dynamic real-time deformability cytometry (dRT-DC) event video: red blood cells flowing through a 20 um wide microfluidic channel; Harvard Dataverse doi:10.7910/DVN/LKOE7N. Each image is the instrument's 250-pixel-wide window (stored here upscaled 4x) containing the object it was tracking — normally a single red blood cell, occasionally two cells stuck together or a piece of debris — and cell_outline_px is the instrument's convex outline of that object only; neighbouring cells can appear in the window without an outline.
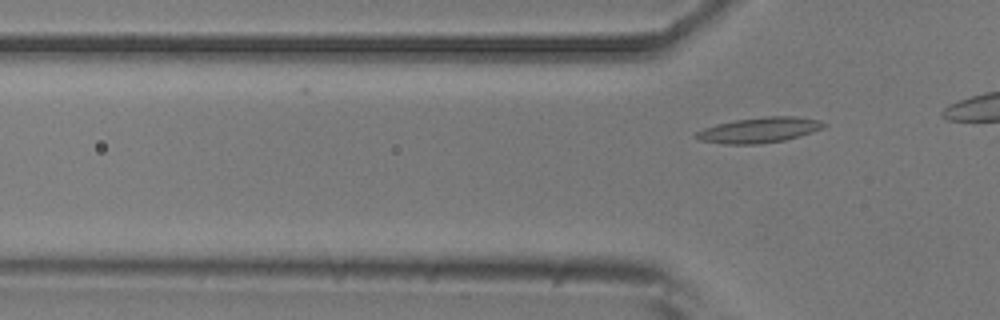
{"species": "common noctule bat (a hibernating species)", "species_latin": "Nyctalus noctula", "temperature_condition": "room temperature", "stored_images_in_passage": 2, "camera_frame_rate_fps": 3000, "um_per_image_px": 0.085, "animal": {"sex": "male", "body_mass_g": 20.5, "forearm_length_mm": 52.5}, "frame": {"image": 1, "passage_image": 2, "time_ms": 1.667, "image_size_px": [1000, 320], "cell_outline_px": [[828, 124], [824, 128], [800, 136], [784, 140], [760, 144], [724, 144], [700, 140], [692, 136], [696, 132], [704, 128], [716, 124], [736, 120], [764, 116], [796, 116], [820, 120]], "centroid_in_image_um": [64.55, 11.05], "position_along_channel_um": 61.2, "area_um2": 19.02}}